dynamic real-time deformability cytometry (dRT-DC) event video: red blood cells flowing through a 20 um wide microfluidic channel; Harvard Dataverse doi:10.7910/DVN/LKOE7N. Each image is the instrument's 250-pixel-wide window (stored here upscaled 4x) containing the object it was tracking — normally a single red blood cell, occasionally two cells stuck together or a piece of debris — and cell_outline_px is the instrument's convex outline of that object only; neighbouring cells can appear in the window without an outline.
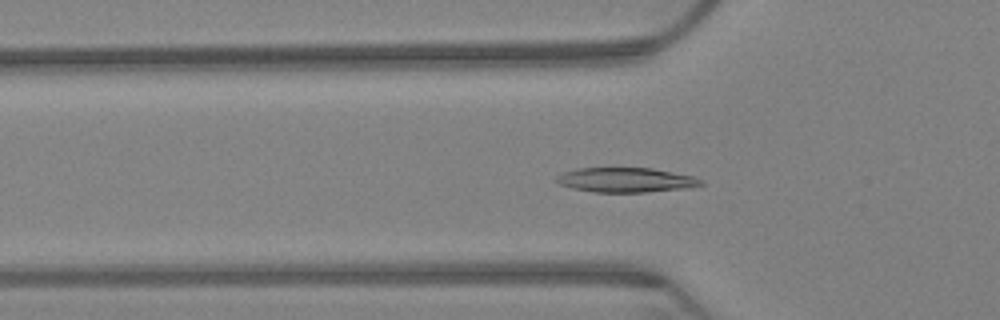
{"species": "Egyptian fruit bat (a non-hibernating species)", "species_latin": "Rousettus aegyptiacus", "temperature_condition": "warm", "stored_images_in_passage": 63, "camera_frame_rate_fps": 3000, "um_per_image_px": 0.085, "animal": {"sex": "female"}, "frame": {"image": 1, "passage_image": 20, "time_ms": 6.333, "image_size_px": [1000, 320], "cell_outline_px": [[704, 184], [692, 188], [648, 192], [592, 192], [572, 188], [560, 184], [556, 180], [556, 176], [564, 172], [576, 168], [652, 168], [692, 176], [704, 180]], "centroid_in_image_um": [53.24, 15.3], "position_along_channel_um": 72.6, "area_um2": 20.87}}
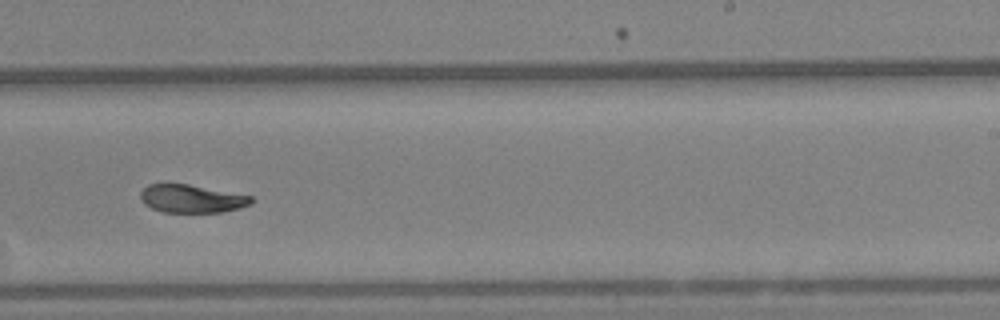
{"frame": {"image": 2, "passage_image": 39, "time_ms": 12.667, "image_size_px": [1000, 320], "cell_outline_px": [[252, 204], [240, 208], [224, 212], [164, 212], [152, 208], [144, 204], [140, 196], [140, 192], [148, 184], [188, 184], [252, 196]], "centroid_in_image_um": [16.3, 16.89], "position_along_channel_um": 272.7, "area_um2": 18.03}}
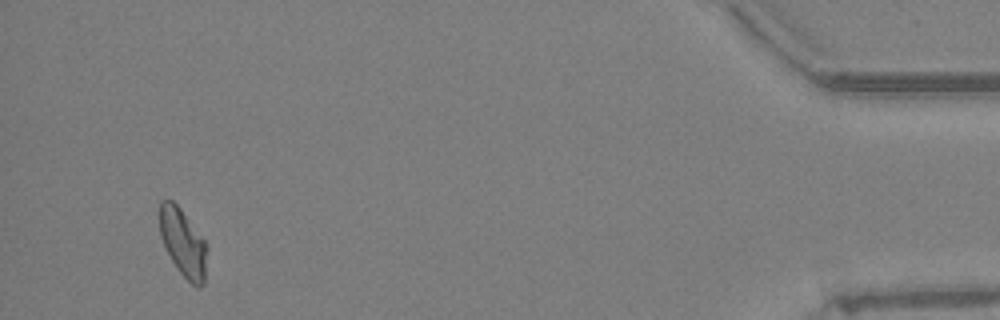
{"frame": {"image": 3, "passage_image": 60, "time_ms": 19.667, "image_size_px": [1000, 320], "cell_outline_px": [[208, 248], [204, 284], [192, 284], [180, 272], [172, 260], [160, 236], [160, 200], [172, 200], [180, 208], [208, 244]], "centroid_in_image_um": [15.58, 20.61], "position_along_channel_um": 419.6, "area_um2": 18.44}, "authors_computed_cell_mechanics": {"area_um2": 19.5364, "velocity_mm_per_s": 3.1633, "shape_relaxation_time_tau1_ms": 5.8258, "shape_relaxation_time_tau2_ms": 3.0772, "deformation_change_tau1": 0.1688, "deformation_change_tau2": 0.0755}}